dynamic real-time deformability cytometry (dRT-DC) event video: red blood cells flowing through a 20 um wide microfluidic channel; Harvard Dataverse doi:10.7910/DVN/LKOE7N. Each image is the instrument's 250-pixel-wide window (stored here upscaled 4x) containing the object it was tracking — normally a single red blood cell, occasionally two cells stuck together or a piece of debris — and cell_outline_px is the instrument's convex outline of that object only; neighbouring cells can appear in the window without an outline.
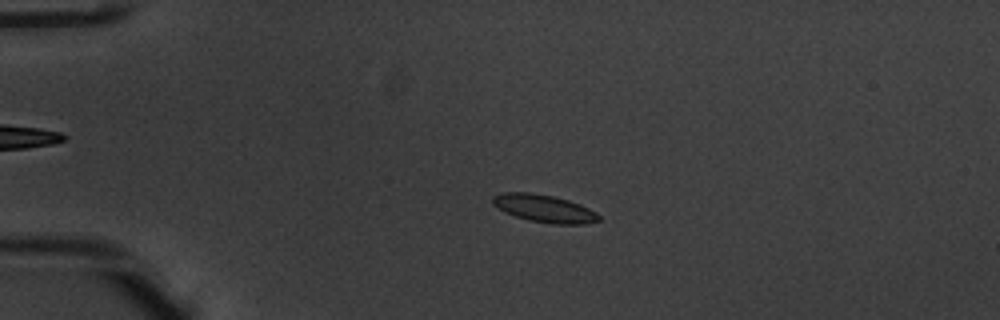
{"species": "common noctule bat (a hibernating species)", "species_latin": "Nyctalus noctula", "temperature_condition": "warm", "stored_images_in_passage": 54, "camera_frame_rate_fps": 3000, "um_per_image_px": 0.085, "animal": {"sex": "male", "body_mass_g": 20.1, "forearm_length_mm": 53.5}, "frame": {"image": 1, "passage_image": 13, "time_ms": 4.0, "image_size_px": [1000, 320], "cell_outline_px": [[600, 220], [584, 224], [552, 224], [528, 220], [504, 212], [492, 204], [492, 196], [504, 192], [532, 192], [552, 196], [568, 200], [580, 204], [596, 212], [600, 216]], "centroid_in_image_um": [46.24, 17.72], "position_along_channel_um": 38.8, "area_um2": 17.11}}
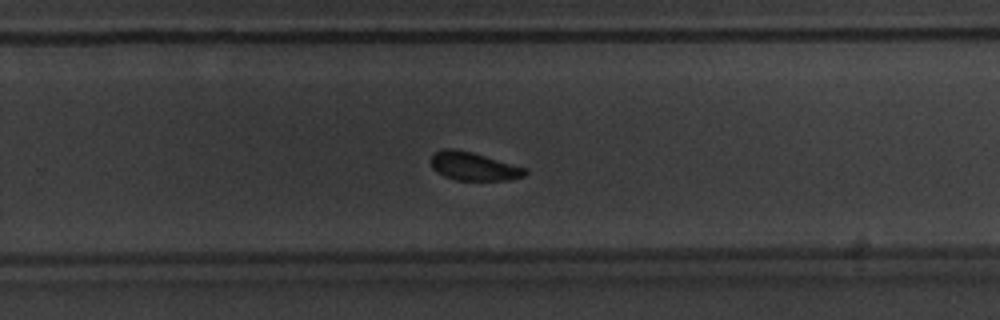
{"frame": {"image": 2, "passage_image": 36, "time_ms": 11.667, "image_size_px": [1000, 320], "cell_outline_px": [[528, 172], [524, 176], [508, 180], [456, 180], [444, 176], [436, 172], [432, 168], [432, 156], [436, 152], [444, 148], [452, 148], [472, 152], [528, 168]], "centroid_in_image_um": [40.28, 14.14], "position_along_channel_um": 289.5, "area_um2": 15.55}}
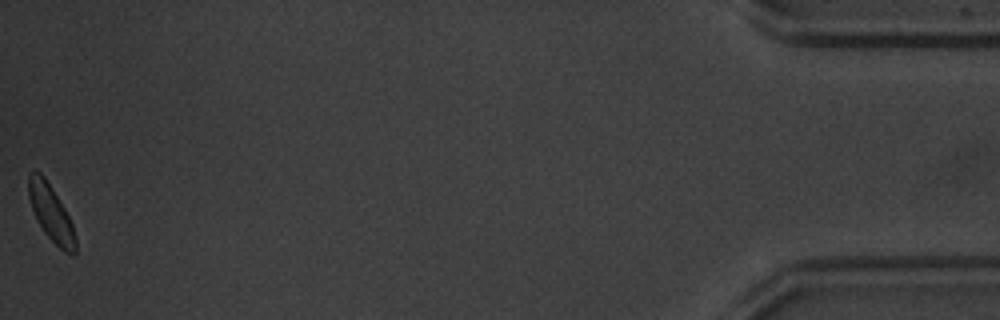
{"frame": {"image": 3, "passage_image": 54, "time_ms": 17.667, "image_size_px": [1000, 320], "cell_outline_px": [[76, 252], [72, 256], [64, 252], [44, 232], [36, 220], [28, 196], [28, 172], [40, 172], [44, 176], [52, 188], [64, 208], [72, 224], [76, 240]], "centroid_in_image_um": [4.33, 18.12], "position_along_channel_um": 430.9, "area_um2": 15.26}, "authors_computed_cell_mechanics": {"area_um2": 16.1262, "velocity_mm_per_s": 3.8171, "shape_relaxation_time_tau1_ms": null, "shape_relaxation_time_tau2_ms": 2.8635, "deformation_change_tau1": null, "deformation_change_tau2": 0.0689}}